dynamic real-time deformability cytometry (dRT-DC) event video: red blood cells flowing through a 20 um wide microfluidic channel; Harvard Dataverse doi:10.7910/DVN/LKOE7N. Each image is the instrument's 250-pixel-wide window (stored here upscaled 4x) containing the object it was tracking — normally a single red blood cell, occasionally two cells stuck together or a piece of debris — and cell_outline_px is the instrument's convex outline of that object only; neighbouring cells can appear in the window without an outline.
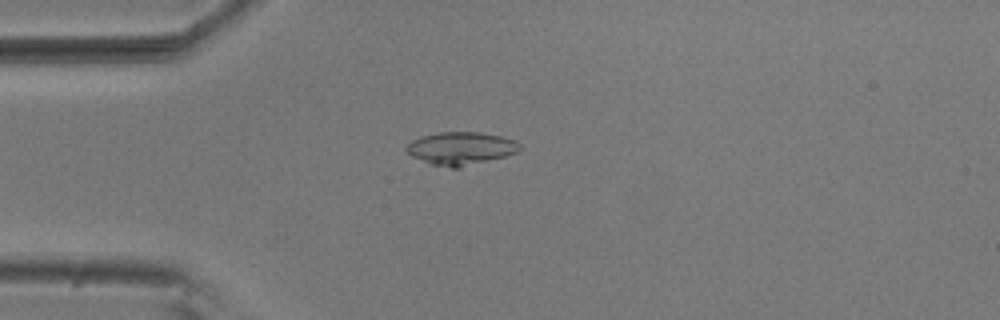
{"species": "common noctule bat (a hibernating species)", "species_latin": "Nyctalus noctula", "temperature_condition": "room temperature", "stored_images_in_passage": 5, "camera_frame_rate_fps": 3000, "um_per_image_px": 0.085, "animal": {"sex": "male", "body_mass_g": 20.5, "forearm_length_mm": 52.5}, "frame": {"image": 1, "passage_image": 4, "time_ms": 1.0, "image_size_px": [1000, 320], "cell_outline_px": [[520, 148], [516, 152], [504, 156], [460, 168], [452, 168], [432, 164], [412, 156], [404, 148], [412, 140], [420, 136], [440, 132], [480, 132], [500, 136], [516, 140], [520, 144]], "centroid_in_image_um": [39.16, 12.6], "position_along_channel_um": 45.8, "area_um2": 21.56}}